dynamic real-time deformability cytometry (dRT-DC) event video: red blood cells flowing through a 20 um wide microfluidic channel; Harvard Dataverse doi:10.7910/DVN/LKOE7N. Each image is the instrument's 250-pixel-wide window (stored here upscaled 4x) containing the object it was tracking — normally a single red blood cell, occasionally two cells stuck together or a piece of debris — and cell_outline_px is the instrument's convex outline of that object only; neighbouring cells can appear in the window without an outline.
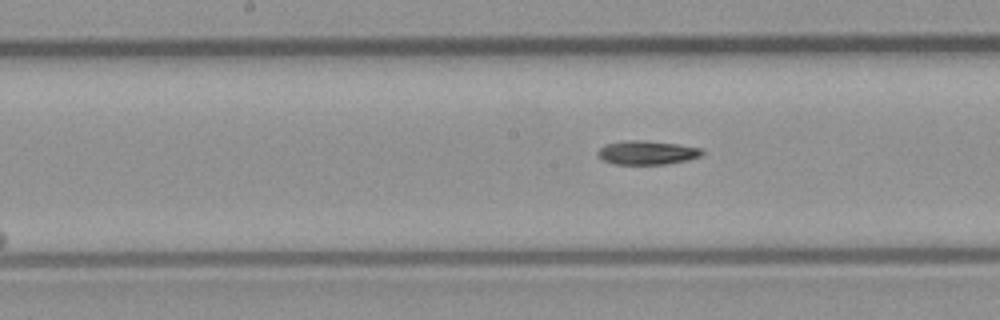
{"species": "common noctule bat (a hibernating species)", "species_latin": "Nyctalus noctula", "temperature_condition": "room temperature", "stored_images_in_passage": 10, "camera_frame_rate_fps": 3000, "um_per_image_px": 0.085, "animal": {"sex": "male", "body_mass_g": 23.1, "forearm_length_mm": 52.7}, "frame": {"image": 1, "passage_image": 10, "time_ms": 3.0, "image_size_px": [1000, 320], "cell_outline_px": [[704, 152], [700, 156], [688, 160], [664, 164], [612, 164], [604, 160], [596, 152], [604, 144], [628, 140], [636, 140], [676, 144], [700, 148]], "centroid_in_image_um": [54.97, 12.98], "position_along_channel_um": 193.2, "area_um2": 14.28}}